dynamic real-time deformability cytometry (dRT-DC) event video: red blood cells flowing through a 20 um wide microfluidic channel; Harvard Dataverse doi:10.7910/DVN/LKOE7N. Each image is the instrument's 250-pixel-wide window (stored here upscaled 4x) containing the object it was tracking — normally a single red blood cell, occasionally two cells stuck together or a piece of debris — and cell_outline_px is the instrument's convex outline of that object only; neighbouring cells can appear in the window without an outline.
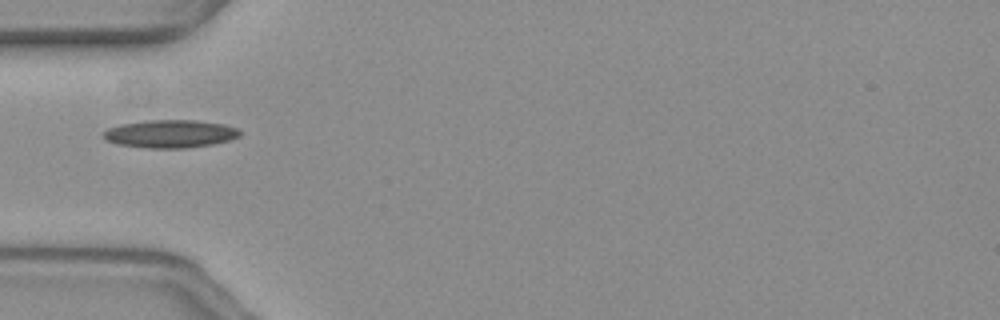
{"species": "common noctule bat (a hibernating species)", "species_latin": "Nyctalus noctula", "temperature_condition": "warm", "stored_images_in_passage": 33, "camera_frame_rate_fps": 3000, "um_per_image_px": 0.085, "animal": {"sex": "female", "body_mass_g": 19.3, "forearm_length_mm": 54.1}, "frame": {"image": 1, "passage_image": 1, "time_ms": 0.0, "image_size_px": [1000, 320], "cell_outline_px": [[240, 136], [228, 140], [212, 144], [188, 148], [148, 148], [116, 144], [104, 140], [100, 136], [108, 128], [120, 124], [148, 120], [196, 120], [224, 124], [236, 128], [240, 132]], "centroid_in_image_um": [14.42, 11.37], "position_along_channel_um": 70.6, "area_um2": 22.31}}
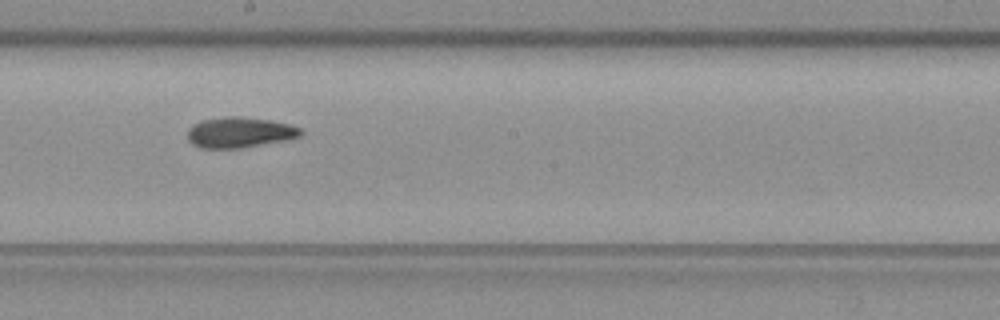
{"frame": {"image": 2, "passage_image": 14, "time_ms": 4.333, "image_size_px": [1000, 320], "cell_outline_px": [[304, 132], [300, 136], [288, 140], [240, 148], [200, 148], [192, 144], [188, 140], [188, 128], [192, 124], [200, 120], [224, 116], [240, 116], [268, 120], [288, 124], [300, 128]], "centroid_in_image_um": [20.34, 11.25], "position_along_channel_um": 227.9, "area_um2": 20.35}}
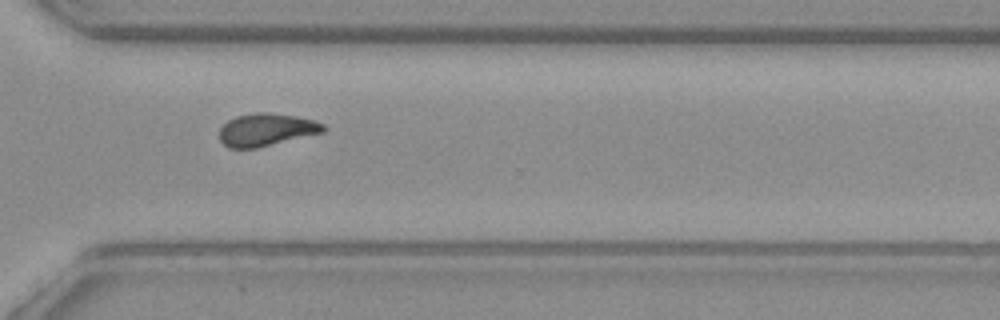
{"frame": {"image": 3, "passage_image": 24, "time_ms": 7.667, "image_size_px": [1000, 320], "cell_outline_px": [[328, 128], [324, 132], [256, 148], [228, 148], [220, 140], [220, 128], [228, 120], [236, 116], [256, 112], [268, 112], [296, 116], [312, 120], [324, 124]], "centroid_in_image_um": [22.64, 11.02], "position_along_channel_um": 348.0, "area_um2": 19.71}, "authors_computed_cell_mechanics": {"area_um2": 19.9988, "velocity_mm_per_s": 3.607, "shape_relaxation_time_tau1_ms": null, "shape_relaxation_time_tau2_ms": 5.3872, "deformation_change_tau1": null, "deformation_change_tau2": 0.1184}}